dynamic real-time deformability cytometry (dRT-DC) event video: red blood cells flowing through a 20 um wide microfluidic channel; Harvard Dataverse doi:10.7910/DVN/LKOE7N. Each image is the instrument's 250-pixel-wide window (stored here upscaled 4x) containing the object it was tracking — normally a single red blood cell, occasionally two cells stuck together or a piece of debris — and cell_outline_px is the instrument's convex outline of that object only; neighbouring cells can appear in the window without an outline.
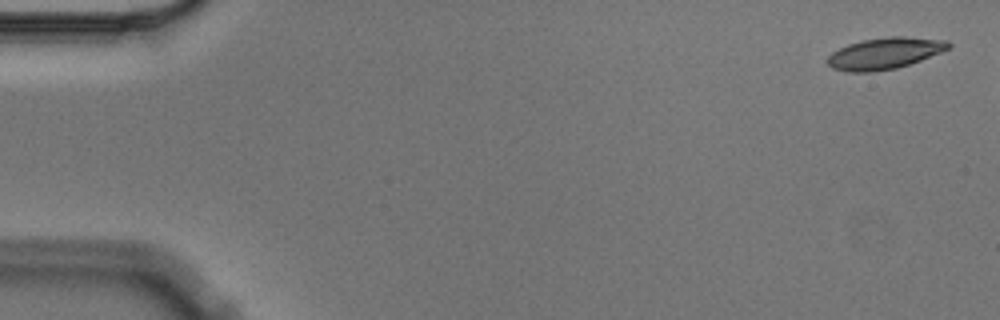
{"species": "Egyptian fruit bat (a non-hibernating species)", "species_latin": "Rousettus aegyptiacus", "temperature_condition": "cold", "stored_images_in_passage": 3, "camera_frame_rate_fps": 3000, "um_per_image_px": 0.085, "animal": {"sex": "male"}, "frame": {"image": 1, "passage_image": 1, "time_ms": 0.0, "image_size_px": [1000, 320], "cell_outline_px": [[952, 44], [948, 48], [940, 52], [920, 60], [896, 68], [872, 72], [848, 72], [832, 68], [828, 64], [828, 56], [832, 52], [848, 44], [860, 40], [888, 36], [904, 36], [948, 40]], "centroid_in_image_um": [75.18, 4.52], "position_along_channel_um": 9.8, "area_um2": 22.14}}